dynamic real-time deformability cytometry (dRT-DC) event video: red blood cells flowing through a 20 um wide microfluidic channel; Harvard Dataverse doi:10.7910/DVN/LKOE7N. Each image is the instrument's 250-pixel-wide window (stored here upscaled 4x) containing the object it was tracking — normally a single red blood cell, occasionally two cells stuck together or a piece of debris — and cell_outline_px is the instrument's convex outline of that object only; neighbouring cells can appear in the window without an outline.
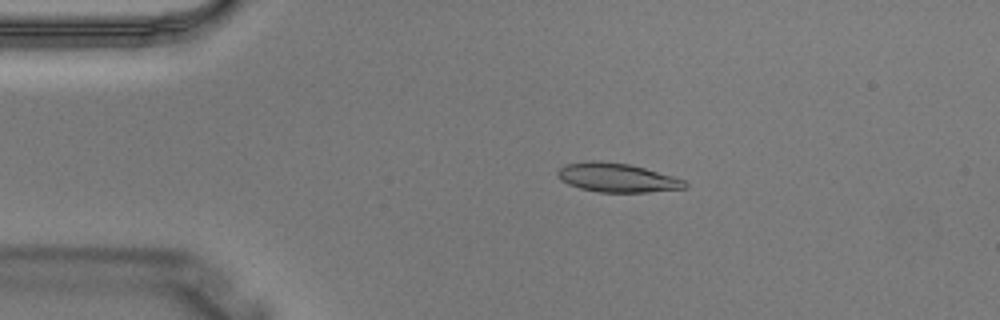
{"species": "Egyptian fruit bat (a non-hibernating species)", "species_latin": "Rousettus aegyptiacus", "temperature_condition": "warm", "stored_images_in_passage": 2, "camera_frame_rate_fps": 3000, "um_per_image_px": 0.085, "animal": {"sex": "male"}, "frame": {"image": 1, "passage_image": 1, "time_ms": 0.0, "image_size_px": [1000, 320], "cell_outline_px": [[688, 184], [684, 188], [648, 192], [600, 192], [580, 188], [568, 184], [560, 180], [556, 176], [556, 172], [560, 168], [568, 164], [588, 160], [604, 160], [628, 164], [644, 168], [684, 180]], "centroid_in_image_um": [52.39, 15.09], "position_along_channel_um": 32.6, "area_um2": 21.39}}